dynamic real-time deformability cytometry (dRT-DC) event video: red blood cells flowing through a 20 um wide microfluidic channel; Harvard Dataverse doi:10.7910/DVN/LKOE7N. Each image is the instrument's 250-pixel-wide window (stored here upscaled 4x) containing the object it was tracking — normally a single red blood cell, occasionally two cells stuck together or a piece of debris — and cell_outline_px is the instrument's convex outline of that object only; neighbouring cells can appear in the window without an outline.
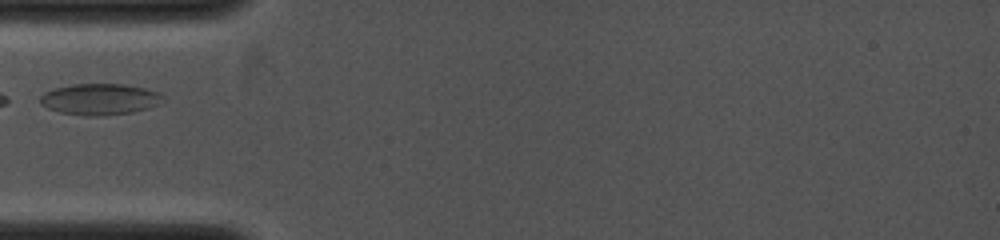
{"species": "common noctule bat (a hibernating species)", "species_latin": "Nyctalus noctula", "temperature_condition": "cold", "stored_images_in_passage": 1, "camera_frame_rate_fps": 4000, "um_per_image_px": 0.085, "animal": {"sex": "female", "body_mass_g": 19.0, "forearm_length_mm": 53.3}, "frame": {"image": 1, "passage_image": 1, "time_ms": 0.0, "image_size_px": [1000, 240], "cell_outline_px": [[164, 96], [156, 104], [148, 108], [132, 112], [100, 116], [88, 116], [60, 112], [48, 108], [40, 104], [40, 96], [44, 92], [56, 88], [72, 84], [124, 84], [144, 88], [156, 92]], "centroid_in_image_um": [8.43, 8.43], "position_along_channel_um": 76.6, "area_um2": 22.08}}